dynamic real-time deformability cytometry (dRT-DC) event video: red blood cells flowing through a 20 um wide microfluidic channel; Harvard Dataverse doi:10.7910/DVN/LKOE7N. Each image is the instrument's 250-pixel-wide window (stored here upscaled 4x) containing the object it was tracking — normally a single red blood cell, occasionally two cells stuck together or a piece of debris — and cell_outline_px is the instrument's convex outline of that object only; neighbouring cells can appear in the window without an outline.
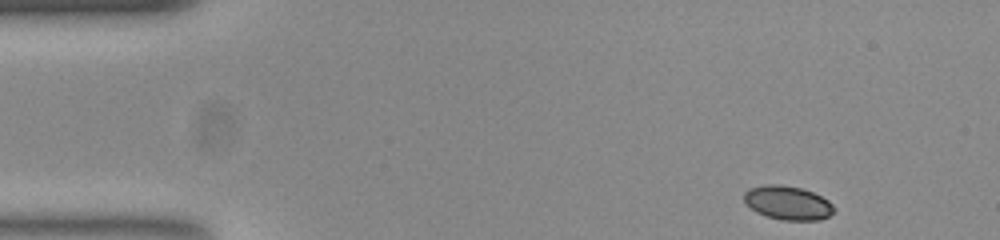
{"species": "common noctule bat (a hibernating species)", "species_latin": "Nyctalus noctula", "temperature_condition": "room temperature", "stored_images_in_passage": 48, "camera_frame_rate_fps": 3000, "um_per_image_px": 0.085, "animal": {"sex": "female", "body_mass_g": 23.0, "forearm_length_mm": 53.4}, "frame": {"image": 1, "passage_image": 1, "time_ms": 0.0, "image_size_px": [1000, 240], "cell_outline_px": [[832, 212], [828, 216], [816, 220], [788, 220], [768, 216], [752, 208], [744, 200], [744, 192], [748, 188], [764, 184], [776, 184], [800, 188], [812, 192], [828, 200], [832, 204]], "centroid_in_image_um": [66.94, 17.21], "position_along_channel_um": 18.1, "area_um2": 17.22}}
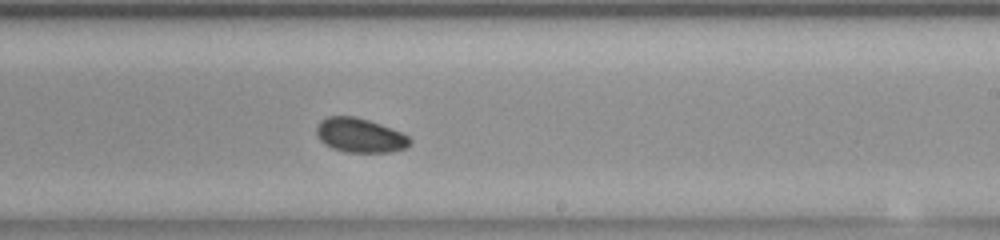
{"frame": {"image": 2, "passage_image": 27, "time_ms": 8.667, "image_size_px": [1000, 240], "cell_outline_px": [[408, 144], [404, 148], [388, 152], [348, 152], [332, 148], [316, 132], [316, 128], [320, 120], [328, 116], [356, 116], [380, 124], [400, 132], [408, 136]], "centroid_in_image_um": [30.57, 11.48], "position_along_channel_um": 258.4, "area_um2": 18.09}}
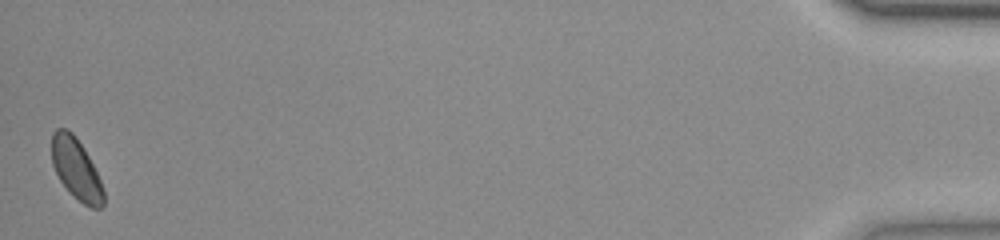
{"frame": {"image": 3, "passage_image": 48, "time_ms": 15.667, "image_size_px": [1000, 240], "cell_outline_px": [[104, 204], [100, 208], [92, 208], [84, 204], [60, 180], [52, 164], [52, 132], [56, 128], [64, 128], [72, 132], [88, 156], [100, 180], [104, 192]], "centroid_in_image_um": [6.47, 14.34], "position_along_channel_um": 428.7, "area_um2": 17.86}, "authors_computed_cell_mechanics": {"area_um2": 18.2648, "velocity_mm_per_s": 3.839, "shape_relaxation_time_tau1_ms": 2.2313, "shape_relaxation_time_tau2_ms": null, "deformation_change_tau1": 0.0757, "deformation_change_tau2": null}}